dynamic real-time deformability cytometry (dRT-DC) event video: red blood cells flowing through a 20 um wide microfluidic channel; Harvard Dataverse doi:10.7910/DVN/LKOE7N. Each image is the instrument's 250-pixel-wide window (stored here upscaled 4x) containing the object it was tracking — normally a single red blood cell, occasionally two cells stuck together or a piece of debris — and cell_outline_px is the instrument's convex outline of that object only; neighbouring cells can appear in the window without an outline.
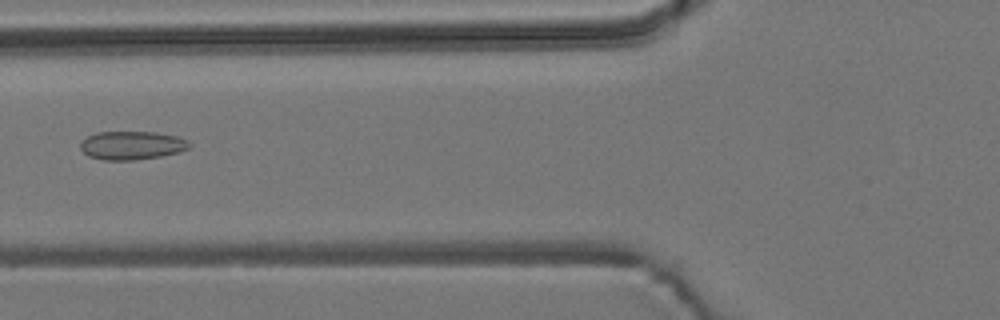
{"species": "common noctule bat (a hibernating species)", "species_latin": "Nyctalus noctula", "temperature_condition": "room temperature", "stored_images_in_passage": 5, "camera_frame_rate_fps": 3000, "um_per_image_px": 0.085, "animal": {"sex": "male", "body_mass_g": 19.2, "forearm_length_mm": 51.8}, "frame": {"image": 1, "passage_image": 2, "time_ms": 0.333, "image_size_px": [1000, 320], "cell_outline_px": [[192, 144], [188, 148], [176, 152], [160, 156], [132, 160], [104, 160], [88, 156], [80, 148], [80, 140], [96, 132], [156, 132], [176, 136], [188, 140]], "centroid_in_image_um": [11.17, 12.35], "position_along_channel_um": 114.6, "area_um2": 18.03}}
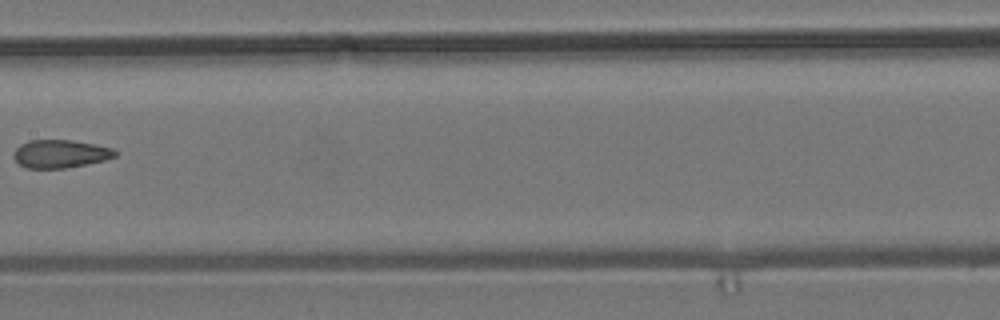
{"frame": {"image": 2, "passage_image": 4, "time_ms": 1.0, "image_size_px": [1000, 320], "cell_outline_px": [[120, 152], [116, 156], [104, 160], [64, 168], [24, 168], [12, 156], [12, 152], [20, 144], [28, 140], [72, 140], [96, 144], [112, 148]], "centroid_in_image_um": [5.11, 13.06], "position_along_channel_um": 202.3, "area_um2": 16.7}}
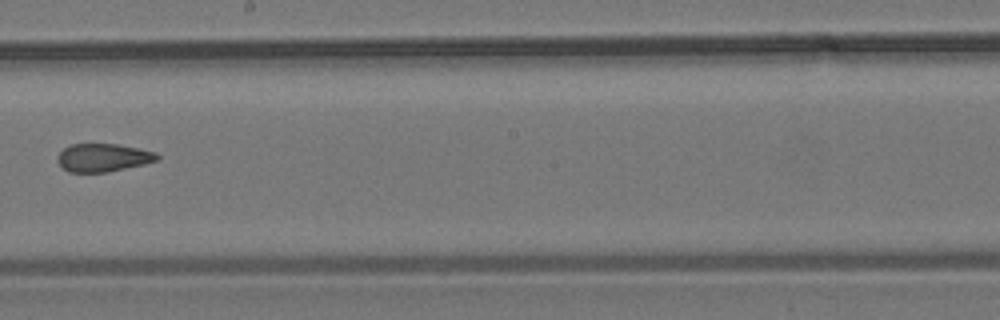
{"frame": {"image": 3, "passage_image": 5, "time_ms": 1.333, "image_size_px": [1000, 320], "cell_outline_px": [[160, 160], [144, 164], [108, 172], [68, 172], [56, 160], [56, 156], [64, 148], [72, 144], [116, 144], [156, 152], [160, 156]], "centroid_in_image_um": [8.77, 13.4], "position_along_channel_um": 239.4, "area_um2": 16.3}}